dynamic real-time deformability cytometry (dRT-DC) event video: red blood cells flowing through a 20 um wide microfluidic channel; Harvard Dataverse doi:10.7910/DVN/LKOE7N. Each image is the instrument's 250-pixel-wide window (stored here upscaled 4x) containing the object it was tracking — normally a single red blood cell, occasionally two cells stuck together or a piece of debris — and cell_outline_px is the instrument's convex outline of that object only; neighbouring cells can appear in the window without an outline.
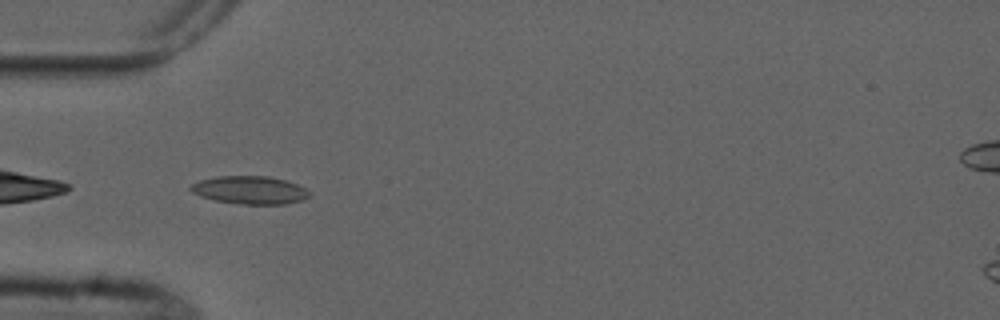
{"species": "common noctule bat (a hibernating species)", "species_latin": "Nyctalus noctula", "temperature_condition": "cold", "stored_images_in_passage": 4, "camera_frame_rate_fps": 3000, "um_per_image_px": 0.085, "animal": {"sex": "male", "forearm_length_mm": 52.5}, "frame": {"image": 1, "passage_image": 4, "time_ms": 4.333, "image_size_px": [1000, 320], "cell_outline_px": [[312, 192], [308, 196], [300, 200], [284, 204], [244, 204], [212, 200], [200, 196], [192, 192], [188, 188], [192, 184], [200, 180], [216, 176], [268, 176], [284, 180], [296, 184]], "centroid_in_image_um": [21.2, 16.15], "position_along_channel_um": 63.8, "area_um2": 19.25}}